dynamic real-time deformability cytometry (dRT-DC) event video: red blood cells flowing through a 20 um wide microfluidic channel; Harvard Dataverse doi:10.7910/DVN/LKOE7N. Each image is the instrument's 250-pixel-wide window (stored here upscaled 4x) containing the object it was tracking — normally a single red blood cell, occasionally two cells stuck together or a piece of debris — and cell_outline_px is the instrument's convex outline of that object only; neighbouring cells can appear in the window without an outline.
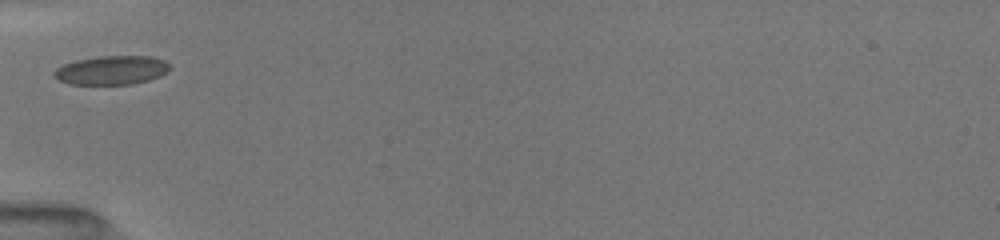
{"species": "common noctule bat (a hibernating species)", "species_latin": "Nyctalus noctula", "temperature_condition": "room temperature", "stored_images_in_passage": 4, "camera_frame_rate_fps": 3000, "um_per_image_px": 0.085, "animal": {"sex": "female", "body_mass_g": 19.5, "forearm_length_mm": 54.1}, "frame": {"image": 1, "passage_image": 1, "time_ms": 0.0, "image_size_px": [1000, 240], "cell_outline_px": [[168, 68], [160, 76], [148, 80], [132, 84], [68, 84], [52, 76], [52, 72], [56, 68], [64, 64], [76, 60], [100, 56], [152, 56], [164, 60], [168, 64]], "centroid_in_image_um": [9.43, 5.96], "position_along_channel_um": 75.6, "area_um2": 19.36}}